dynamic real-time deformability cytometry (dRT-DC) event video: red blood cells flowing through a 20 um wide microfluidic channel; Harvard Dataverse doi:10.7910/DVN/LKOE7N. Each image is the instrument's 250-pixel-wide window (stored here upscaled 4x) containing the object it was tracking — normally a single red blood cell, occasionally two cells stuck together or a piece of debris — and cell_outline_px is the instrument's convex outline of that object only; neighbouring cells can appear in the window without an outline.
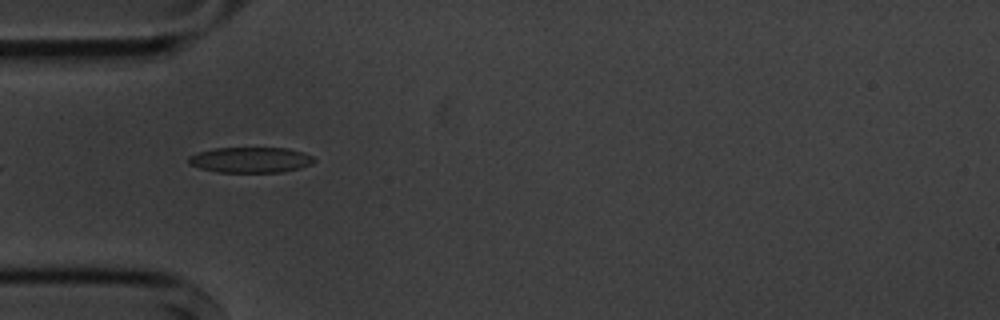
{"species": "common noctule bat (a hibernating species)", "species_latin": "Nyctalus noctula", "temperature_condition": "cold", "stored_images_in_passage": 4, "camera_frame_rate_fps": 3000, "um_per_image_px": 0.085, "animal": {"sex": "male", "body_mass_g": 20.1, "forearm_length_mm": 53.5}, "frame": {"image": 1, "passage_image": 1, "time_ms": 0.0, "image_size_px": [1000, 320], "cell_outline_px": [[316, 160], [312, 164], [300, 168], [280, 172], [216, 172], [200, 168], [188, 164], [188, 156], [212, 148], [288, 148], [312, 156]], "centroid_in_image_um": [21.27, 13.59], "position_along_channel_um": 63.7, "area_um2": 18.67}}
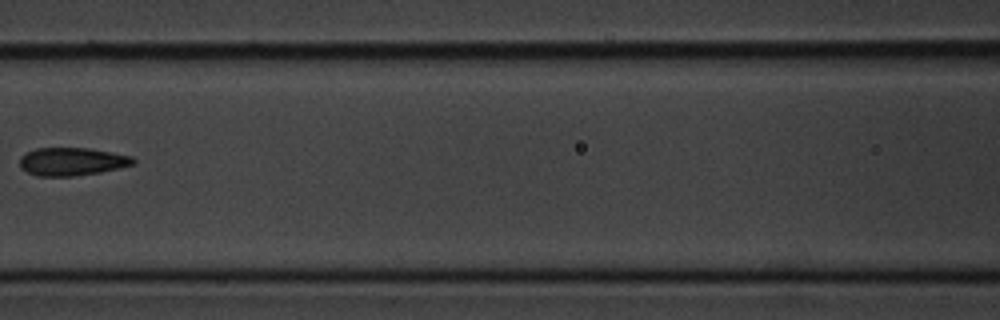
{"frame": {"image": 2, "passage_image": 3, "time_ms": 2.667, "image_size_px": [1000, 320], "cell_outline_px": [[136, 164], [100, 172], [76, 176], [36, 176], [20, 168], [20, 156], [36, 148], [88, 148], [132, 156], [136, 160]], "centroid_in_image_um": [6.12, 13.74], "position_along_channel_um": 160.5, "area_um2": 18.55}}
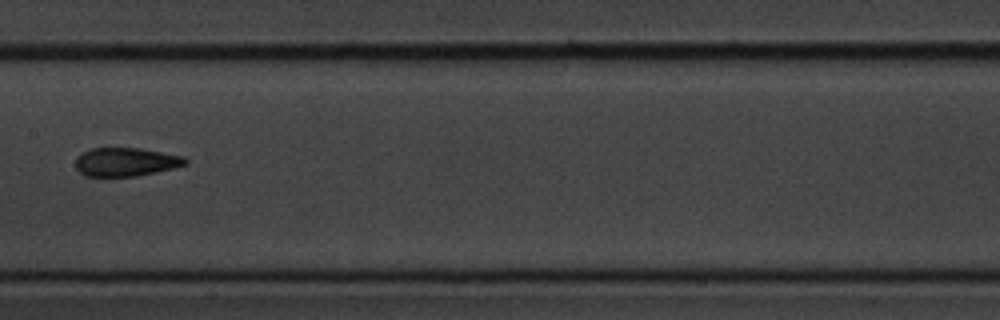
{"frame": {"image": 3, "passage_image": 4, "time_ms": 3.667, "image_size_px": [1000, 320], "cell_outline_px": [[188, 164], [156, 172], [136, 176], [84, 176], [76, 168], [76, 156], [92, 148], [140, 148], [184, 156], [188, 160]], "centroid_in_image_um": [10.7, 13.76], "position_along_channel_um": 196.7, "area_um2": 18.26}}